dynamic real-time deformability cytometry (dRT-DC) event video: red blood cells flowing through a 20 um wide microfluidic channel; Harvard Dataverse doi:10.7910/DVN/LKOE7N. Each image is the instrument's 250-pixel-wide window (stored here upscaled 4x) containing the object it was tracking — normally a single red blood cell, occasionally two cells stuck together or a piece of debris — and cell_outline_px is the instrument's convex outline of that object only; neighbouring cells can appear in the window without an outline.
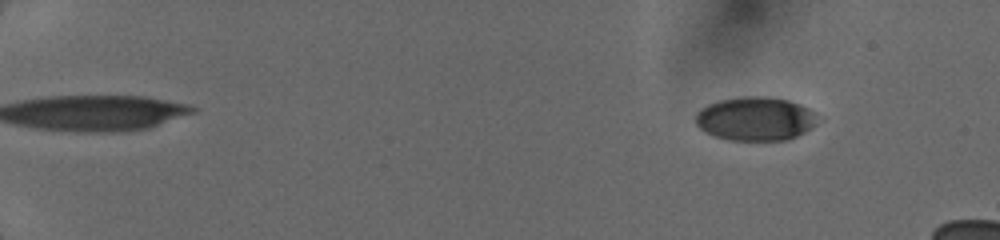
{"species": "human", "species_latin": "Homo sapiens", "temperature_condition": "cold", "stored_images_in_passage": 84, "camera_frame_rate_fps": 3000, "um_per_image_px": 0.085, "donor": {"sex": "female"}, "frame": {"image": 1, "passage_image": 9, "time_ms": 1.667, "image_size_px": [1000, 240], "cell_outline_px": [[816, 112], [812, 128], [796, 136], [784, 140], [728, 140], [716, 136], [700, 128], [696, 124], [696, 112], [700, 108], [708, 104], [720, 100], [744, 96], [768, 96], [788, 100], [800, 104]], "centroid_in_image_um": [64.19, 10.08], "position_along_channel_um": 20.8, "area_um2": 30.92}}
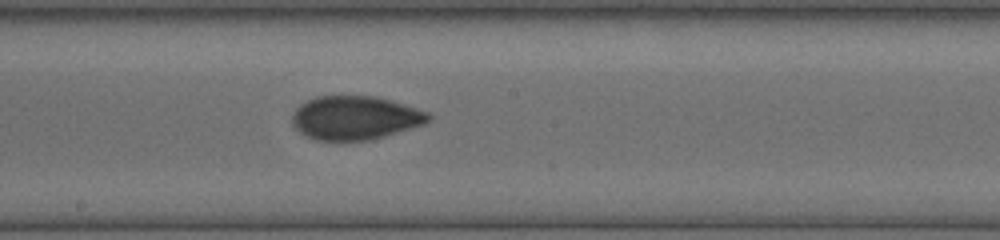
{"frame": {"image": 2, "passage_image": 50, "time_ms": 10.0, "image_size_px": [1000, 240], "cell_outline_px": [[432, 120], [424, 124], [384, 136], [368, 140], [316, 140], [300, 132], [292, 124], [292, 112], [300, 104], [316, 96], [376, 96], [392, 100], [428, 112], [432, 116]], "centroid_in_image_um": [30.19, 10.0], "position_along_channel_um": 218.0, "area_um2": 34.68}}
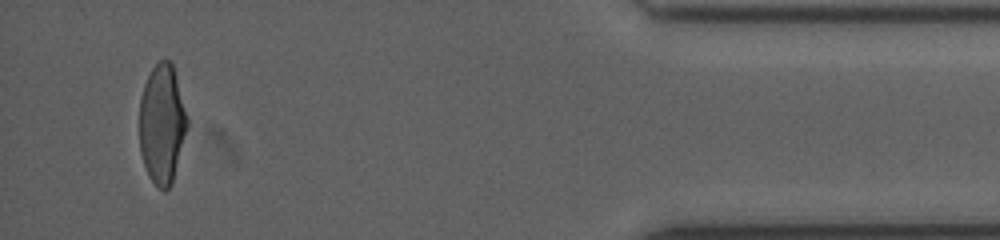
{"frame": {"image": 3, "passage_image": 80, "time_ms": 16.0, "image_size_px": [1000, 240], "cell_outline_px": [[188, 124], [172, 184], [164, 192], [148, 176], [140, 152], [140, 100], [144, 84], [152, 68], [160, 60], [168, 60], [172, 64], [188, 120]], "centroid_in_image_um": [13.76, 10.57], "position_along_channel_um": 421.4, "area_um2": 32.77}}